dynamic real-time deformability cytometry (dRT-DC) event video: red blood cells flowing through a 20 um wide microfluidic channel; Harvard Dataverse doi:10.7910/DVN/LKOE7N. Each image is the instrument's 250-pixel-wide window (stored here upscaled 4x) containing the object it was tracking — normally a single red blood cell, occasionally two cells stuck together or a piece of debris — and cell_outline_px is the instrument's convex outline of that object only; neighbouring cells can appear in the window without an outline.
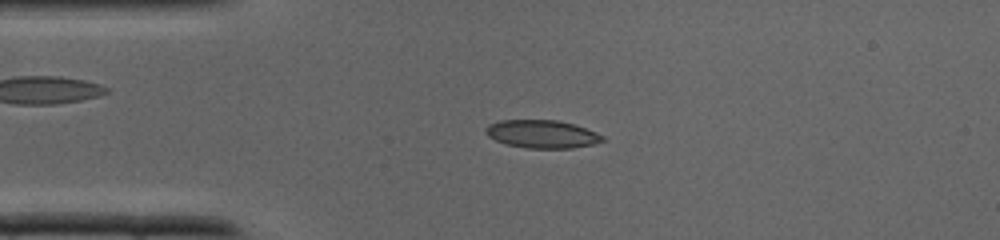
{"species": "common noctule bat (a hibernating species)", "species_latin": "Nyctalus noctula", "temperature_condition": "cold", "stored_images_in_passage": 37, "camera_frame_rate_fps": 3000, "um_per_image_px": 0.085, "animal": {"sex": "male", "body_mass_g": 19.0, "forearm_length_mm": 50.8}, "frame": {"image": 1, "passage_image": 8, "time_ms": 2.333, "image_size_px": [1000, 240], "cell_outline_px": [[604, 140], [592, 144], [572, 148], [528, 148], [508, 144], [496, 140], [488, 136], [484, 132], [488, 124], [500, 120], [556, 120], [572, 124], [596, 132], [604, 136]], "centroid_in_image_um": [46.05, 11.39], "position_along_channel_um": 39.0, "area_um2": 18.84}}
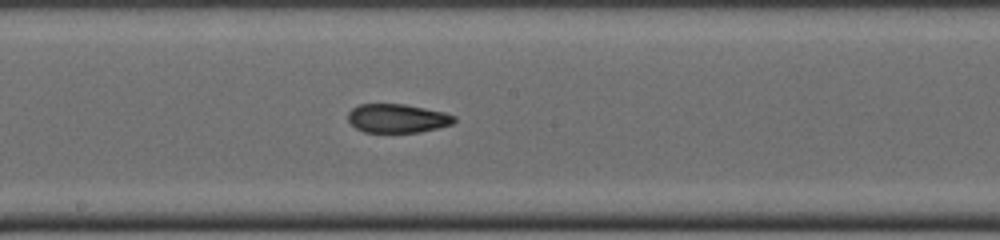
{"frame": {"image": 2, "passage_image": 19, "time_ms": 6.0, "image_size_px": [1000, 240], "cell_outline_px": [[456, 120], [452, 124], [440, 128], [420, 132], [364, 132], [356, 128], [348, 120], [348, 112], [352, 108], [360, 104], [404, 104], [444, 112], [456, 116]], "centroid_in_image_um": [33.79, 10.06], "position_along_channel_um": 214.4, "area_um2": 17.86}}
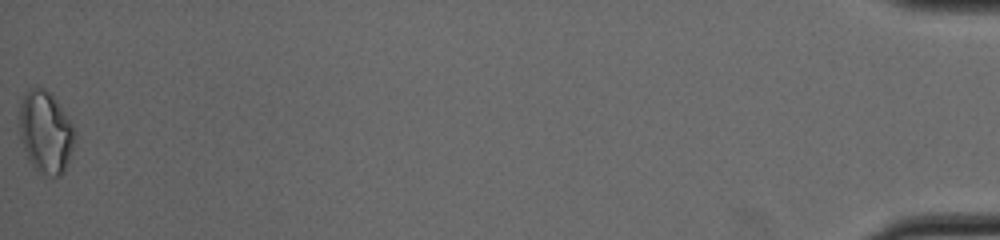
{"frame": {"image": 3, "passage_image": 37, "time_ms": 12.0, "image_size_px": [1000, 240], "cell_outline_px": [[76, 132], [72, 148], [64, 172], [60, 176], [40, 176], [28, 160], [20, 140], [20, 104], [24, 92], [28, 88], [36, 84], [44, 88], [56, 100], [72, 124]], "centroid_in_image_um": [3.85, 11.23], "position_along_channel_um": 431.4, "area_um2": 26.82}}